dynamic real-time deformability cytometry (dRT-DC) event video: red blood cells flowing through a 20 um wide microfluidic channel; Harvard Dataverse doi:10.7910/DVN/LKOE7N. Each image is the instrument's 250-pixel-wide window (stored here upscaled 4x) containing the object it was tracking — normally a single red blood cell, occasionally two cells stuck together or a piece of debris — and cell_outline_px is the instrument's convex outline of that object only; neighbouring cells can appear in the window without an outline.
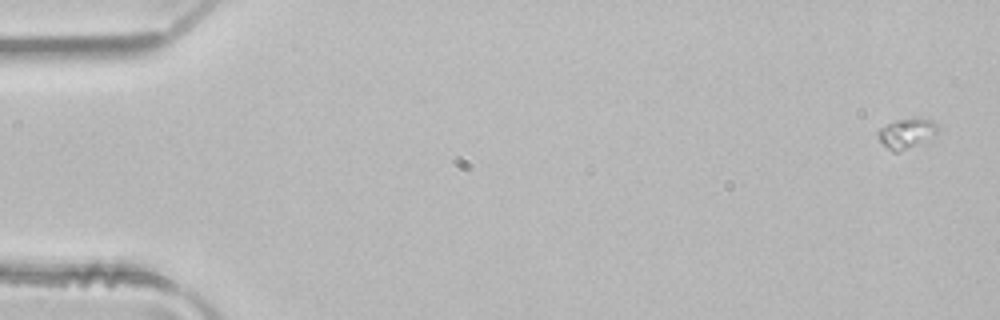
{"species": "common noctule bat (a hibernating species)", "species_latin": "Nyctalus noctula", "temperature_condition": "room temperature", "stored_images_in_passage": 4, "camera_frame_rate_fps": 3000, "um_per_image_px": 0.085, "animal": {"sex": "male", "body_mass_g": 21.5, "forearm_length_mm": 52.0}, "frame": {"image": 1, "passage_image": 1, "time_ms": 0.0, "image_size_px": [1000, 320], "cell_outline_px": [[940, 128], [936, 132], [920, 144], [900, 152], [892, 152], [880, 140], [876, 132], [880, 128], [896, 120], [912, 116], [920, 116], [932, 120]], "centroid_in_image_um": [77.07, 11.29], "position_along_channel_um": 7.9, "area_um2": 10.64}}